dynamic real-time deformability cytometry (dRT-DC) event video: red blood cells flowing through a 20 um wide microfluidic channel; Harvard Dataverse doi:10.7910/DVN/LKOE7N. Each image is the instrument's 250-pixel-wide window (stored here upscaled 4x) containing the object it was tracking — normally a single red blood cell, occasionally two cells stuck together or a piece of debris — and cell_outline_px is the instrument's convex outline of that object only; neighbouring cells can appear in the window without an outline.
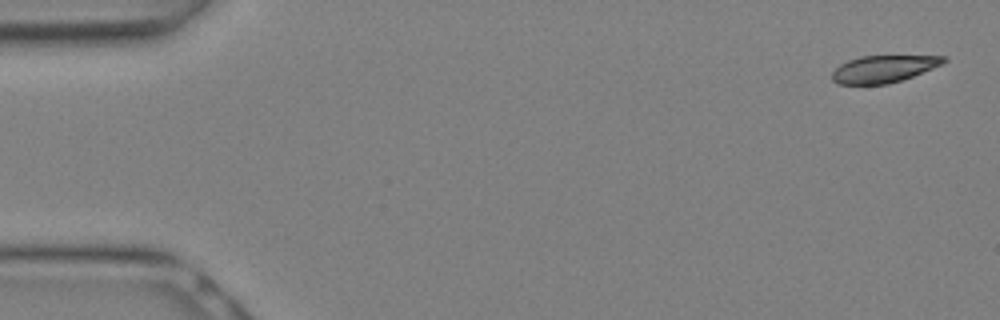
{"species": "Egyptian fruit bat (a non-hibernating species)", "species_latin": "Rousettus aegyptiacus", "temperature_condition": "warm", "stored_images_in_passage": 29, "camera_frame_rate_fps": 3000, "um_per_image_px": 0.085, "animal": {"sex": "female"}, "frame": {"image": 1, "passage_image": 1, "time_ms": 0.0, "image_size_px": [1000, 320], "cell_outline_px": [[948, 60], [944, 64], [912, 76], [888, 84], [836, 84], [832, 80], [832, 72], [840, 64], [848, 60], [860, 56], [944, 56]], "centroid_in_image_um": [75.09, 5.85], "position_along_channel_um": 9.9, "area_um2": 17.57}}
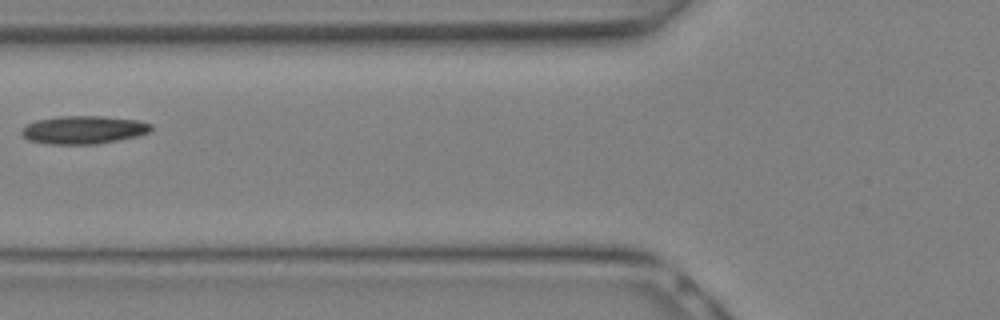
{"frame": {"image": 2, "passage_image": 12, "time_ms": 3.667, "image_size_px": [1000, 320], "cell_outline_px": [[152, 132], [136, 136], [96, 144], [44, 144], [28, 140], [20, 132], [28, 124], [36, 120], [60, 116], [100, 116], [140, 120], [152, 124]], "centroid_in_image_um": [7.12, 11.03], "position_along_channel_um": 118.7, "area_um2": 21.21}}
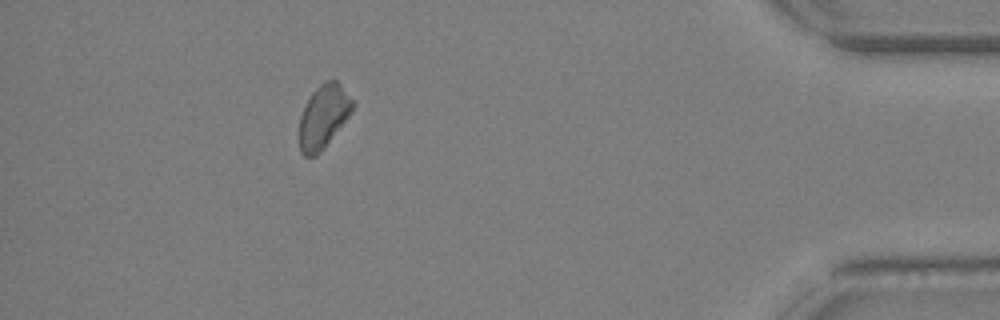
{"frame": {"image": 3, "passage_image": 26, "time_ms": 8.333, "image_size_px": [1000, 320], "cell_outline_px": [[356, 104], [348, 116], [324, 148], [316, 156], [304, 156], [300, 152], [300, 116], [312, 92], [324, 80], [336, 80], [356, 100]], "centroid_in_image_um": [27.52, 9.88], "position_along_channel_um": 407.7, "area_um2": 19.59}}